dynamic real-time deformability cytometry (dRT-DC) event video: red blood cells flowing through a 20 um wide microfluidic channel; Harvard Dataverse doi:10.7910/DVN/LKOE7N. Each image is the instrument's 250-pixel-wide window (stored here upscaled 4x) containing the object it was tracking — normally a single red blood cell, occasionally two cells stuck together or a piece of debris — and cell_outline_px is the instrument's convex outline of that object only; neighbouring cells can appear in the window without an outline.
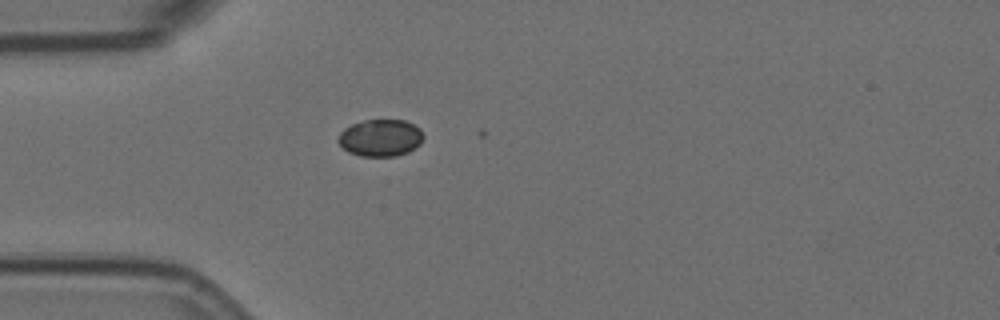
{"species": "Egyptian fruit bat (a non-hibernating species)", "species_latin": "Rousettus aegyptiacus", "temperature_condition": "room temperature", "stored_images_in_passage": 2, "camera_frame_rate_fps": 3000, "um_per_image_px": 0.085, "animal": {"sex": "female"}, "frame": {"image": 1, "passage_image": 1, "time_ms": 0.0, "image_size_px": [1000, 320], "cell_outline_px": [[424, 136], [420, 144], [416, 148], [408, 152], [396, 156], [360, 156], [348, 152], [336, 140], [340, 132], [344, 128], [352, 124], [364, 120], [404, 120], [420, 128]], "centroid_in_image_um": [32.34, 11.72], "position_along_channel_um": 52.7, "area_um2": 18.5}}